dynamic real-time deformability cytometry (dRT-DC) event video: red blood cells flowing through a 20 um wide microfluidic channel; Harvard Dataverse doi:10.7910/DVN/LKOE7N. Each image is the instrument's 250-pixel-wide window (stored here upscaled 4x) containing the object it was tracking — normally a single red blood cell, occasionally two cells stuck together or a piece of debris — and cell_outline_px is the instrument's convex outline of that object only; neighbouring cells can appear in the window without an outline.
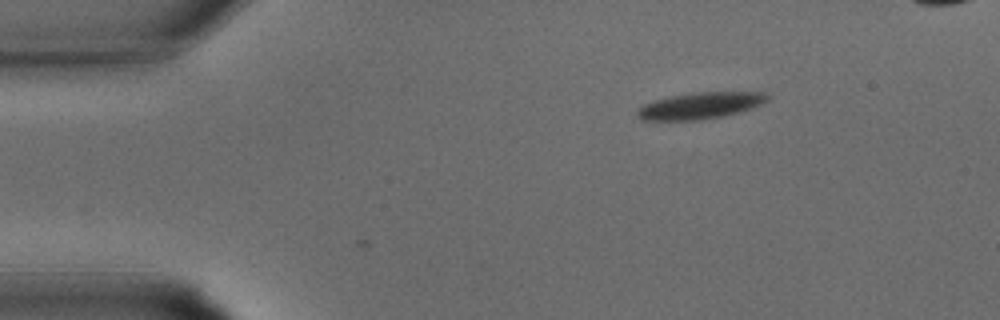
{"species": "common noctule bat (a hibernating species)", "species_latin": "Nyctalus noctula", "temperature_condition": "warm", "stored_images_in_passage": 3, "camera_frame_rate_fps": 3000, "um_per_image_px": 0.085, "animal": {"sex": "male", "body_mass_g": 15.6}, "frame": {"image": 1, "passage_image": 1, "time_ms": 0.0, "image_size_px": [1000, 320], "cell_outline_px": [[772, 96], [768, 100], [752, 108], [720, 116], [700, 120], [644, 120], [636, 116], [636, 112], [644, 104], [652, 100], [688, 92], [764, 92]], "centroid_in_image_um": [59.5, 8.96], "position_along_channel_um": 25.5, "area_um2": 20.11}}